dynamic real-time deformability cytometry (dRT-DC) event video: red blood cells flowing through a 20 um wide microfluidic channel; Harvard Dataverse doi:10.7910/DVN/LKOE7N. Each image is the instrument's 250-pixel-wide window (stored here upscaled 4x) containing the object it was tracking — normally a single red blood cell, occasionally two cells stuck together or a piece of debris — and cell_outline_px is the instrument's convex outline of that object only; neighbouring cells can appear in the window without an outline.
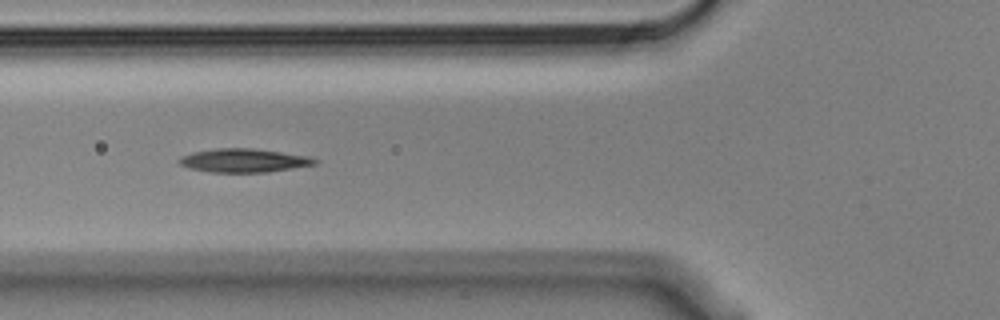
{"species": "Egyptian fruit bat (a non-hibernating species)", "species_latin": "Rousettus aegyptiacus", "temperature_condition": "cold", "stored_images_in_passage": 9, "camera_frame_rate_fps": 3000, "um_per_image_px": 0.085, "animal": {"sex": "male"}, "frame": {"image": 1, "passage_image": 6, "time_ms": 1.667, "image_size_px": [1000, 320], "cell_outline_px": [[320, 160], [316, 164], [268, 172], [212, 172], [188, 168], [180, 164], [176, 160], [180, 156], [192, 152], [216, 148], [252, 148], [308, 156]], "centroid_in_image_um": [20.69, 13.64], "position_along_channel_um": 105.1, "area_um2": 18.67}}